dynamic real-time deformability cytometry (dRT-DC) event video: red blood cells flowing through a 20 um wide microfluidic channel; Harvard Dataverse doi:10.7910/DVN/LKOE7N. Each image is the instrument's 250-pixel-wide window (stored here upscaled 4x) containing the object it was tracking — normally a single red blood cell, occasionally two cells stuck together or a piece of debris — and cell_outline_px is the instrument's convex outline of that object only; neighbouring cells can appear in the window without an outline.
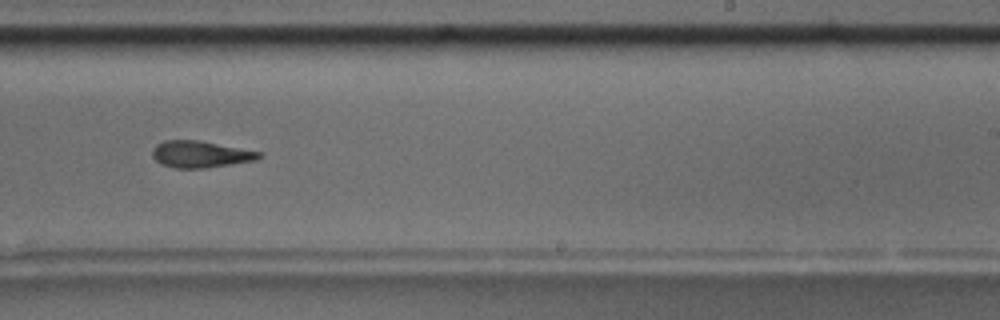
{"species": "common noctule bat (a hibernating species)", "species_latin": "Nyctalus noctula", "temperature_condition": "room temperature", "stored_images_in_passage": 16, "camera_frame_rate_fps": 3000, "um_per_image_px": 0.085, "animal": {"sex": "male", "body_mass_g": 17.5, "forearm_length_mm": 52.3}, "frame": {"image": 1, "passage_image": 10, "time_ms": 10.667, "image_size_px": [1000, 320], "cell_outline_px": [[264, 156], [256, 160], [208, 168], [176, 168], [160, 164], [152, 156], [152, 148], [156, 144], [164, 140], [200, 140], [260, 152]], "centroid_in_image_um": [17.02, 13.11], "position_along_channel_um": 272.0, "area_um2": 16.7}, "authors_computed_cell_mechanics": {"area_um2": 16.8487, "velocity_mm_per_s": 3.5615, "shape_relaxation_time_tau1_ms": 4.0882, "shape_relaxation_time_tau2_ms": 3.5406, "deformation_change_tau1": 0.1758, "deformation_change_tau2": 0.1442}}